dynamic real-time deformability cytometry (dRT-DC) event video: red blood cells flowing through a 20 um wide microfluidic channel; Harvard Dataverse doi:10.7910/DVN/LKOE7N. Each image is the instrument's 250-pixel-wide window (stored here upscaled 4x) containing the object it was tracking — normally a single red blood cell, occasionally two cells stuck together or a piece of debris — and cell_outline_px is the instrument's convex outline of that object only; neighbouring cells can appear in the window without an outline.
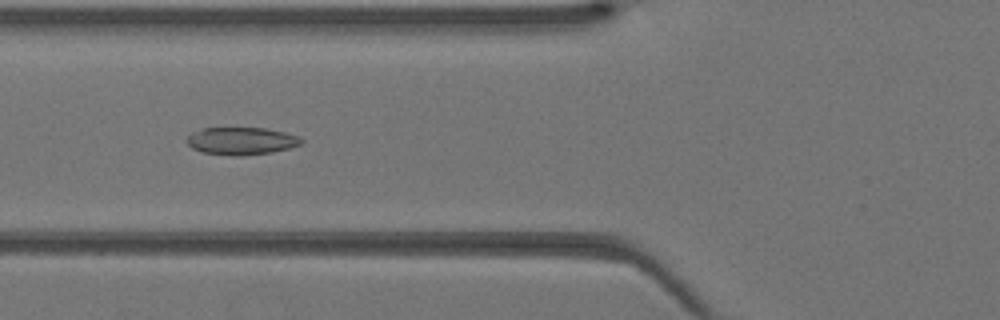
{"species": "Egyptian fruit bat (a non-hibernating species)", "species_latin": "Rousettus aegyptiacus", "temperature_condition": "warm", "stored_images_in_passage": 43, "segment_of_instrument_passage": [1, 2], "camera_frame_rate_fps": 3000, "um_per_image_px": 0.085, "animal": {"sex": "female"}, "frame": {"image": 1, "passage_image": 16, "time_ms": 5.0, "image_size_px": [1000, 320], "cell_outline_px": [[304, 140], [300, 144], [288, 148], [272, 152], [240, 156], [232, 156], [200, 152], [192, 148], [184, 140], [192, 132], [204, 128], [264, 128], [284, 132], [300, 136]], "centroid_in_image_um": [20.49, 11.98], "position_along_channel_um": 105.3, "area_um2": 18.44}}
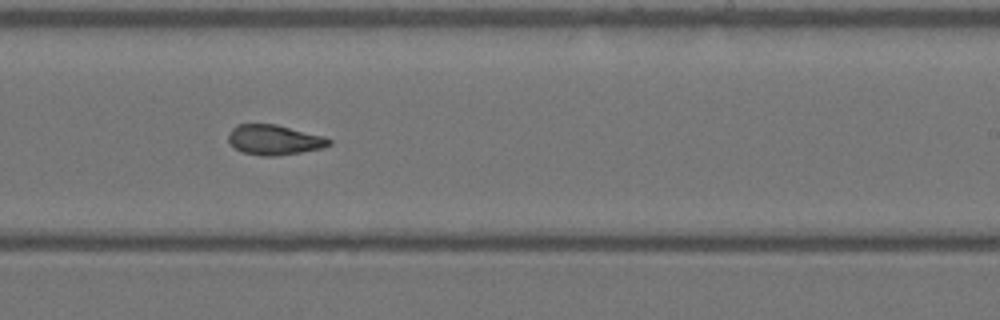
{"frame": {"image": 2, "passage_image": 26, "time_ms": 8.333, "image_size_px": [1000, 320], "cell_outline_px": [[332, 144], [324, 148], [276, 156], [260, 156], [244, 152], [228, 144], [228, 136], [232, 128], [236, 124], [276, 124], [324, 136], [332, 140]], "centroid_in_image_um": [23.32, 11.88], "position_along_channel_um": 265.7, "area_um2": 17.74}}
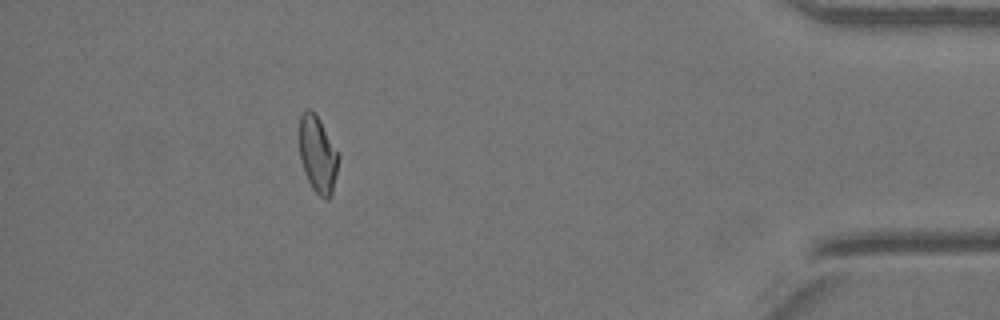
{"frame": {"image": 3, "passage_image": 38, "time_ms": 12.333, "image_size_px": [1000, 320], "cell_outline_px": [[340, 156], [332, 192], [328, 200], [324, 200], [312, 188], [304, 172], [300, 160], [300, 116], [308, 108], [320, 120]], "centroid_in_image_um": [27.01, 13.17], "position_along_channel_um": 408.2, "area_um2": 17.22}}